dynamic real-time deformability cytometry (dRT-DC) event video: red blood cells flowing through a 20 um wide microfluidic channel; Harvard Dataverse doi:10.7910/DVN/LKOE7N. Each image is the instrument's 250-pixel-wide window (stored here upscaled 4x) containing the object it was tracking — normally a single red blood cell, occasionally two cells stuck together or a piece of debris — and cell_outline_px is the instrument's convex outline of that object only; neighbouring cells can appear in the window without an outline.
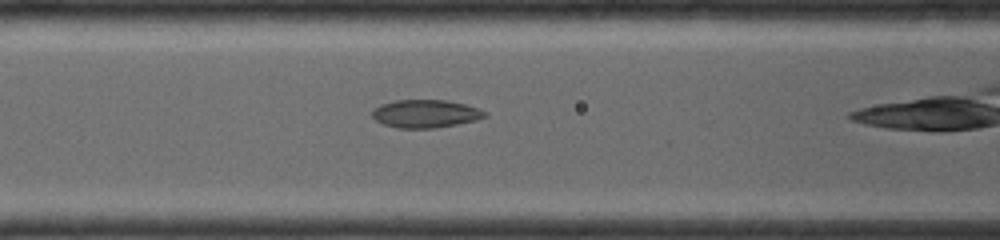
{"species": "common noctule bat (a hibernating species)", "species_latin": "Nyctalus noctula", "temperature_condition": "room temperature", "stored_images_in_passage": 8, "camera_frame_rate_fps": 4000, "um_per_image_px": 0.085, "animal": {"sex": "female", "body_mass_g": 19.0, "forearm_length_mm": 56.7}, "frame": {"image": 1, "passage_image": 3, "time_ms": 1.25, "image_size_px": [1000, 240], "cell_outline_px": [[488, 116], [476, 120], [436, 128], [400, 128], [384, 124], [376, 120], [372, 116], [372, 112], [380, 104], [392, 100], [448, 100], [464, 104], [488, 112]], "centroid_in_image_um": [36.18, 9.66], "position_along_channel_um": 130.4, "area_um2": 18.32}}